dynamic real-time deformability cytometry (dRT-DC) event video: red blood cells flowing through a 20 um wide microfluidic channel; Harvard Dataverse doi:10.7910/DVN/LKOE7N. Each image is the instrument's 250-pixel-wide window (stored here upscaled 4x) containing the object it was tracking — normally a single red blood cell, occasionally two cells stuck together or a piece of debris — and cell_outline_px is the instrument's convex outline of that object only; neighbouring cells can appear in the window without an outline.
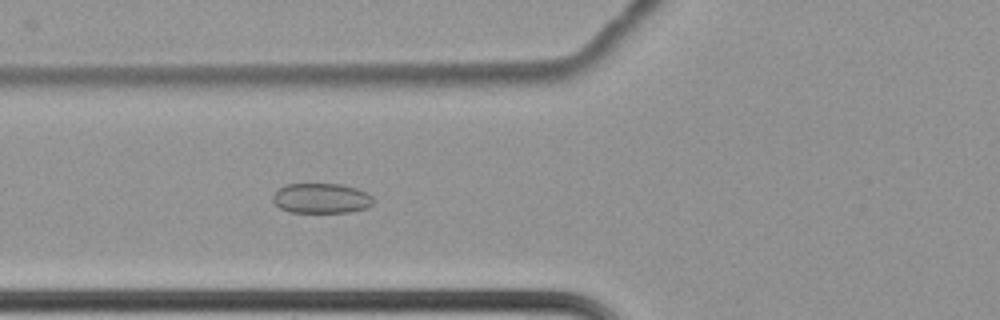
{"species": "common noctule bat (a hibernating species)", "species_latin": "Nyctalus noctula", "temperature_condition": "cold", "stored_images_in_passage": 41, "camera_frame_rate_fps": 3000, "um_per_image_px": 0.085, "animal": {"sex": "female", "body_mass_g": 22.7, "forearm_length_mm": 54.2}, "frame": {"image": 1, "passage_image": 4, "time_ms": 1.0, "image_size_px": [1000, 320], "cell_outline_px": [[372, 204], [368, 208], [348, 212], [288, 212], [280, 208], [272, 200], [272, 196], [276, 188], [284, 184], [340, 184], [356, 188], [372, 196]], "centroid_in_image_um": [27.25, 16.85], "position_along_channel_um": 98.5, "area_um2": 17.69}}
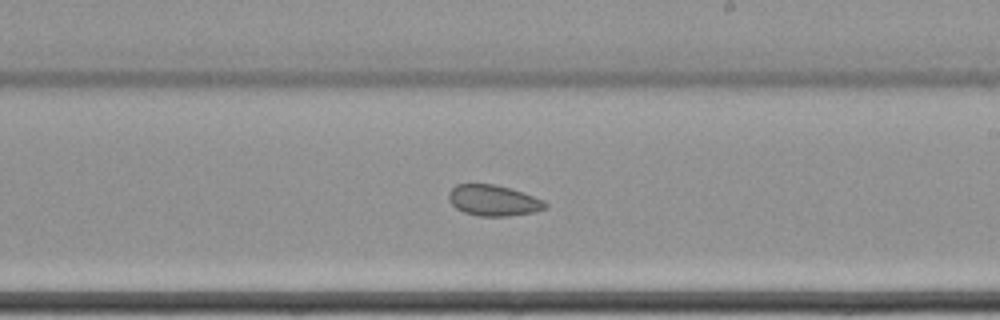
{"frame": {"image": 2, "passage_image": 17, "time_ms": 5.333, "image_size_px": [1000, 320], "cell_outline_px": [[548, 208], [532, 212], [504, 216], [480, 216], [464, 212], [456, 208], [448, 200], [448, 192], [456, 184], [496, 184], [512, 188], [544, 200], [548, 204]], "centroid_in_image_um": [41.94, 17.02], "position_along_channel_um": 247.1, "area_um2": 17.46}}
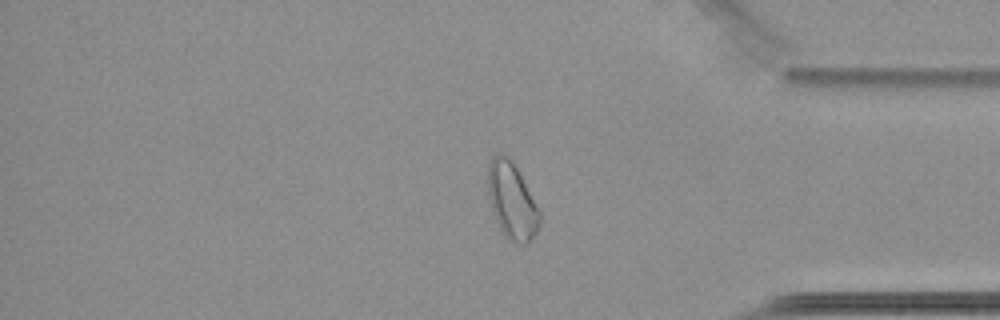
{"frame": {"image": 3, "passage_image": 31, "time_ms": 10.0, "image_size_px": [1000, 320], "cell_outline_px": [[540, 224], [536, 232], [528, 244], [524, 244], [508, 240], [504, 236], [496, 220], [488, 196], [488, 164], [492, 156], [500, 152], [508, 156], [512, 160], [540, 212]], "centroid_in_image_um": [43.49, 17.06], "position_along_channel_um": 391.7, "area_um2": 22.83}, "authors_computed_cell_mechanics": {"area_um2": 18.3226, "velocity_mm_per_s": 3.4313, "shape_relaxation_time_tau1_ms": null, "shape_relaxation_time_tau2_ms": 3.6602, "deformation_change_tau1": null, "deformation_change_tau2": 0.0709}}